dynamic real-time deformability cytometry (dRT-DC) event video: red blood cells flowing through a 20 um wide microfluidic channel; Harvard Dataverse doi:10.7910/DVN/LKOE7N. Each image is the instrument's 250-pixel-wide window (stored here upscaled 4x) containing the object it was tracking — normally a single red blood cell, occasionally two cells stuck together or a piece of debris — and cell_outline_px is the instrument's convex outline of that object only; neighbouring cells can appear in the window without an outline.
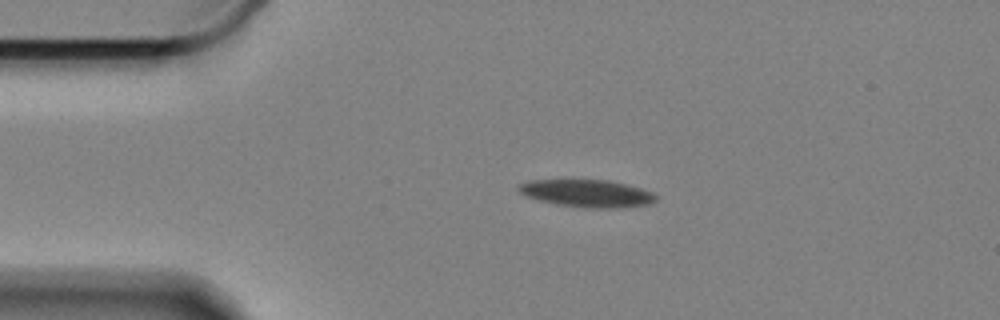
{"species": "Egyptian fruit bat (a non-hibernating species)", "species_latin": "Rousettus aegyptiacus", "temperature_condition": "cold", "stored_images_in_passage": 48, "camera_frame_rate_fps": 3000, "um_per_image_px": 0.085, "animal": {"sex": "female"}, "frame": {"image": 1, "passage_image": 1, "time_ms": 0.0, "image_size_px": [1000, 320], "cell_outline_px": [[656, 200], [652, 204], [616, 208], [584, 208], [556, 204], [524, 196], [516, 188], [520, 184], [528, 180], [608, 180], [640, 188], [652, 192], [656, 196]], "centroid_in_image_um": [49.88, 16.44], "position_along_channel_um": 35.1, "area_um2": 21.96}}
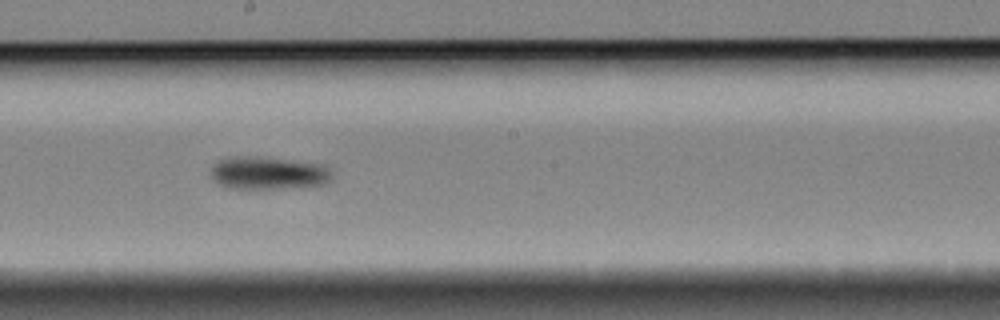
{"frame": {"image": 2, "passage_image": 21, "time_ms": 6.667, "image_size_px": [1000, 320], "cell_outline_px": [[332, 180], [324, 184], [280, 188], [224, 188], [212, 180], [212, 164], [216, 160], [228, 156], [256, 156], [324, 164], [332, 172]], "centroid_in_image_um": [22.75, 14.69], "position_along_channel_um": 225.4, "area_um2": 23.41}}
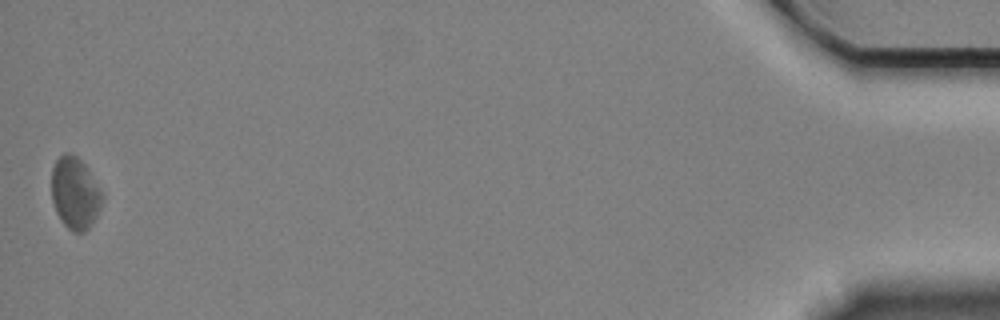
{"frame": {"image": 3, "passage_image": 48, "time_ms": 15.667, "image_size_px": [1000, 320], "cell_outline_px": [[104, 196], [100, 208], [96, 216], [88, 228], [84, 232], [72, 232], [64, 224], [56, 212], [52, 200], [52, 168], [56, 160], [64, 152], [68, 152], [76, 156], [84, 164], [100, 188]], "centroid_in_image_um": [6.37, 16.41], "position_along_channel_um": 428.8, "area_um2": 21.1}, "authors_computed_cell_mechanics": {"area_um2": 22.3686, "velocity_mm_per_s": 3.3175, "shape_relaxation_time_tau1_ms": 4.2139, "shape_relaxation_time_tau2_ms": null, "deformation_change_tau1": 0.0956, "deformation_change_tau2": null}}